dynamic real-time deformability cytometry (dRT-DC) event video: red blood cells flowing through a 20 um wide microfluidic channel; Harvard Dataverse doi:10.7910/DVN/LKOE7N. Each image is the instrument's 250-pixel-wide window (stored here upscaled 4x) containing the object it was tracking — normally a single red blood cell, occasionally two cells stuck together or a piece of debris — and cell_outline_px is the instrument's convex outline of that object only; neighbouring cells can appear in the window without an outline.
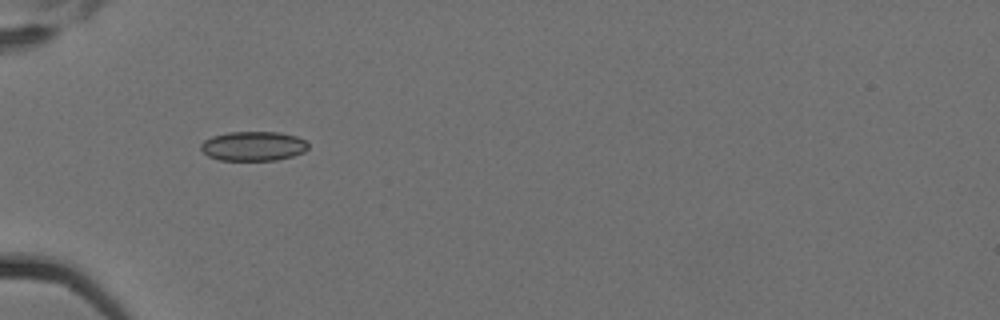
{"species": "Egyptian fruit bat (a non-hibernating species)", "species_latin": "Rousettus aegyptiacus", "temperature_condition": "cold", "stored_images_in_passage": 7, "camera_frame_rate_fps": 3000, "um_per_image_px": 0.085, "animal": {"sex": "female"}, "frame": {"image": 1, "passage_image": 7, "time_ms": 2.0, "image_size_px": [1000, 320], "cell_outline_px": [[308, 148], [304, 152], [292, 156], [276, 160], [220, 160], [208, 156], [200, 148], [200, 144], [204, 140], [212, 136], [228, 132], [280, 132], [296, 136], [304, 140], [308, 144]], "centroid_in_image_um": [21.52, 12.41], "position_along_channel_um": 63.5, "area_um2": 18.44}}